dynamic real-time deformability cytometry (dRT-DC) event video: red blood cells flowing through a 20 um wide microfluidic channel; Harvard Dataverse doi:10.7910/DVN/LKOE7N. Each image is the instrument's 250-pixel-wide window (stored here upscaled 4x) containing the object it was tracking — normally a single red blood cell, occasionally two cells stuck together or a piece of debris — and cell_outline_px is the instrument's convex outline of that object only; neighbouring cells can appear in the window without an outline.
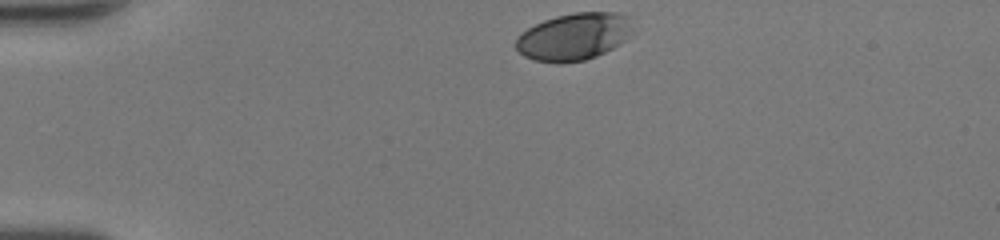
{"species": "human", "species_latin": "Homo sapiens", "temperature_condition": "room temperature", "stored_images_in_passage": 32, "camera_frame_rate_fps": 3000, "um_per_image_px": 0.085, "donor": {"sex": "female"}, "frame": {"image": 1, "passage_image": 1, "time_ms": 0.0, "image_size_px": [1000, 240], "cell_outline_px": [[632, 36], [620, 44], [596, 56], [584, 60], [560, 64], [556, 64], [536, 60], [524, 56], [516, 48], [516, 36], [528, 28], [544, 20], [556, 16], [576, 12], [620, 12], [632, 16]], "centroid_in_image_um": [48.83, 3.1], "position_along_channel_um": 36.2, "area_um2": 32.6}}
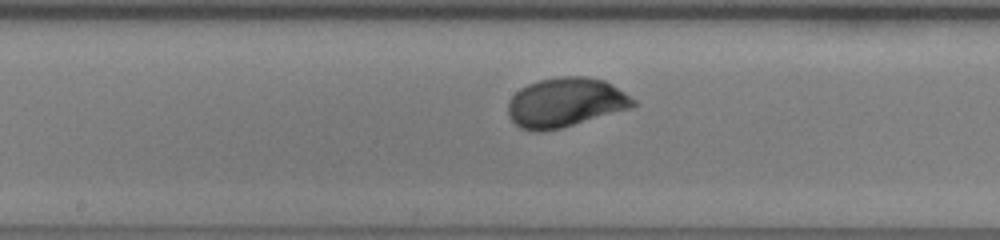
{"frame": {"image": 2, "passage_image": 17, "time_ms": 5.333, "image_size_px": [1000, 240], "cell_outline_px": [[636, 104], [632, 108], [560, 128], [540, 132], [532, 132], [520, 128], [508, 116], [508, 100], [520, 88], [528, 84], [540, 80], [560, 76], [588, 76], [604, 80], [624, 92], [636, 100]], "centroid_in_image_um": [48.05, 8.71], "position_along_channel_um": 200.2, "area_um2": 36.07}}
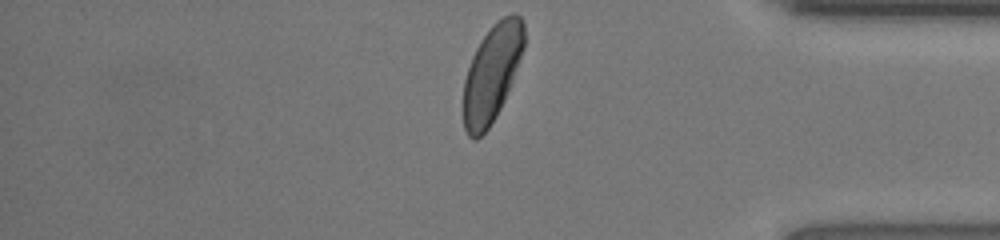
{"frame": {"image": 3, "passage_image": 32, "time_ms": 10.333, "image_size_px": [1000, 240], "cell_outline_px": [[524, 48], [512, 80], [504, 100], [500, 108], [488, 128], [476, 140], [472, 140], [468, 136], [464, 128], [464, 80], [472, 56], [476, 48], [492, 24], [496, 20], [512, 12], [520, 16], [524, 24]], "centroid_in_image_um": [41.81, 6.21], "position_along_channel_um": 393.4, "area_um2": 33.99}, "authors_computed_cell_mechanics": {"area_um2": 34.1309, "velocity_mm_per_s": 4.2309, "shape_relaxation_time_tau1_ms": 2.2298, "shape_relaxation_time_tau2_ms": null, "deformation_change_tau1": 0.1373, "deformation_change_tau2": null}}